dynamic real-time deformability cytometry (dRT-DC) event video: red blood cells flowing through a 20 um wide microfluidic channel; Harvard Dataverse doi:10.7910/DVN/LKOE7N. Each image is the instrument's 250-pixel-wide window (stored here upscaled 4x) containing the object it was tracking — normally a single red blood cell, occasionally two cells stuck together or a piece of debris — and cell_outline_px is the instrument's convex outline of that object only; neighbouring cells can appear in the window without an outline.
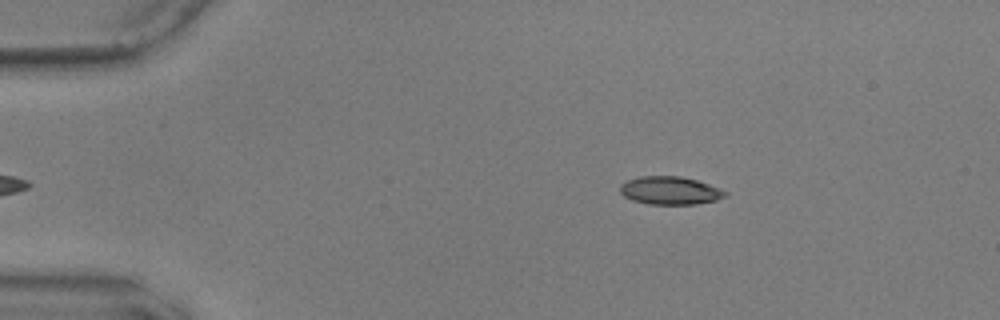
{"species": "common noctule bat (a hibernating species)", "species_latin": "Nyctalus noctula", "temperature_condition": "warm", "stored_images_in_passage": 49, "camera_frame_rate_fps": 3000, "um_per_image_px": 0.085, "animal": {"sex": "male", "body_mass_g": 17.9, "forearm_length_mm": 54.2}, "frame": {"image": 1, "passage_image": 3, "time_ms": 0.667, "image_size_px": [1000, 320], "cell_outline_px": [[728, 192], [724, 196], [716, 200], [696, 204], [648, 204], [632, 200], [624, 196], [620, 192], [620, 184], [628, 180], [640, 176], [680, 176], [696, 180], [720, 188]], "centroid_in_image_um": [56.94, 16.19], "position_along_channel_um": 28.1, "area_um2": 17.11}}
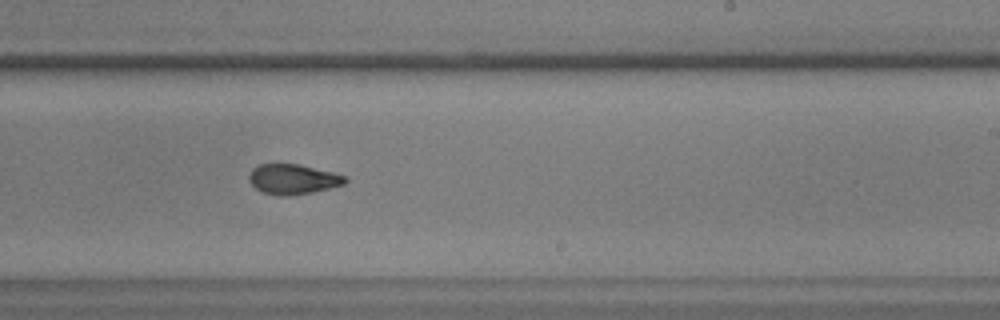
{"frame": {"image": 2, "passage_image": 28, "time_ms": 9.0, "image_size_px": [1000, 320], "cell_outline_px": [[348, 180], [344, 184], [312, 192], [288, 196], [280, 196], [264, 192], [256, 188], [248, 180], [248, 176], [252, 168], [260, 164], [300, 164], [348, 176]], "centroid_in_image_um": [24.9, 15.22], "position_along_channel_um": 264.1, "area_um2": 16.82}}
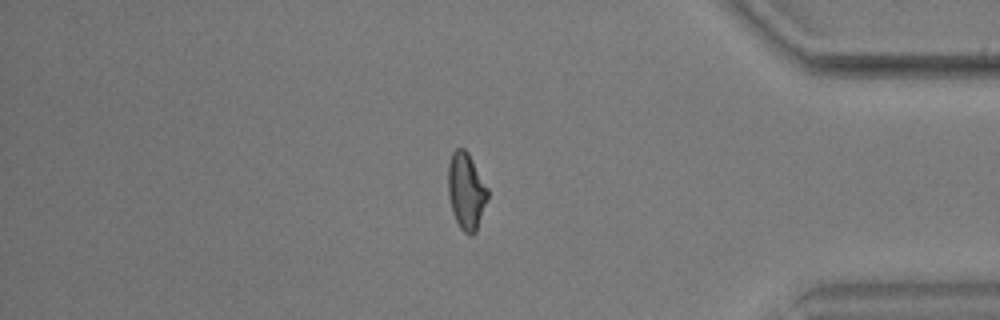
{"frame": {"image": 3, "passage_image": 41, "time_ms": 13.333, "image_size_px": [1000, 320], "cell_outline_px": [[488, 196], [476, 232], [472, 236], [468, 236], [460, 228], [452, 212], [448, 196], [448, 164], [452, 152], [456, 148], [464, 148], [468, 152], [488, 188]], "centroid_in_image_um": [39.61, 16.25], "position_along_channel_um": 395.6, "area_um2": 17.8}, "authors_computed_cell_mechanics": {"area_um2": 17.1666, "velocity_mm_per_s": 3.6176, "shape_relaxation_time_tau1_ms": 5.5034, "shape_relaxation_time_tau2_ms": 1.8498, "deformation_change_tau1": 0.1874, "deformation_change_tau2": 0.0729}}